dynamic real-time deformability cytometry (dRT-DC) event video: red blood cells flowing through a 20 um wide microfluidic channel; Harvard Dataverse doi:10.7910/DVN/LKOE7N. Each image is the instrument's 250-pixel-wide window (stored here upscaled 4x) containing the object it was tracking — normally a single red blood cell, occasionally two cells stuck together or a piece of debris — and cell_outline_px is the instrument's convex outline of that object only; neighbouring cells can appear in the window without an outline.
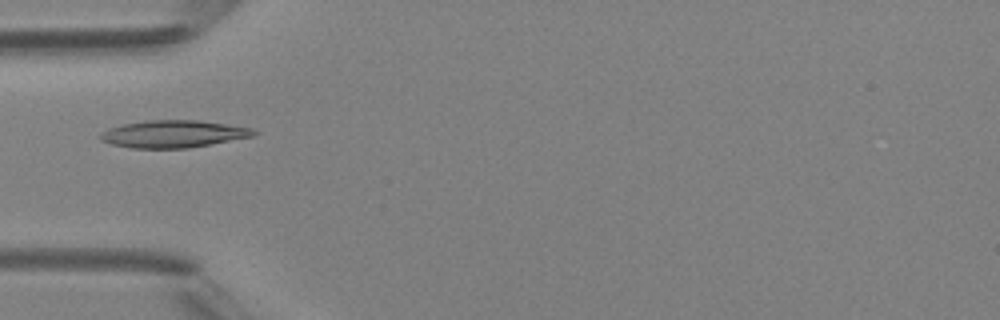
{"species": "Egyptian fruit bat (a non-hibernating species)", "species_latin": "Rousettus aegyptiacus", "temperature_condition": "room temperature", "stored_images_in_passage": 6, "camera_frame_rate_fps": 3000, "um_per_image_px": 0.085, "animal": {"sex": "female"}, "frame": {"image": 1, "passage_image": 5, "time_ms": 4.667, "image_size_px": [1000, 320], "cell_outline_px": [[256, 132], [252, 136], [188, 148], [132, 148], [112, 144], [100, 140], [100, 132], [108, 128], [124, 124], [148, 120], [200, 120], [252, 128]], "centroid_in_image_um": [14.68, 11.38], "position_along_channel_um": 70.3, "area_um2": 24.16}}
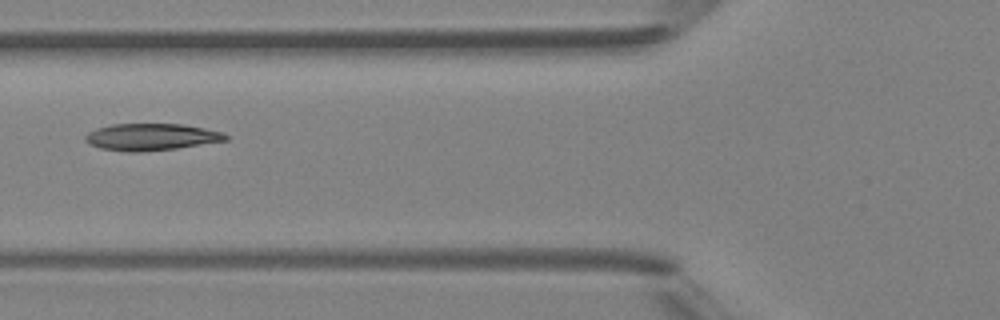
{"frame": {"image": 2, "passage_image": 6, "time_ms": 5.667, "image_size_px": [1000, 320], "cell_outline_px": [[228, 140], [176, 148], [140, 152], [128, 152], [100, 148], [88, 144], [84, 140], [84, 136], [88, 132], [96, 128], [112, 124], [184, 124], [224, 132], [228, 136]], "centroid_in_image_um": [12.83, 11.64], "position_along_channel_um": 113.0, "area_um2": 22.08}}